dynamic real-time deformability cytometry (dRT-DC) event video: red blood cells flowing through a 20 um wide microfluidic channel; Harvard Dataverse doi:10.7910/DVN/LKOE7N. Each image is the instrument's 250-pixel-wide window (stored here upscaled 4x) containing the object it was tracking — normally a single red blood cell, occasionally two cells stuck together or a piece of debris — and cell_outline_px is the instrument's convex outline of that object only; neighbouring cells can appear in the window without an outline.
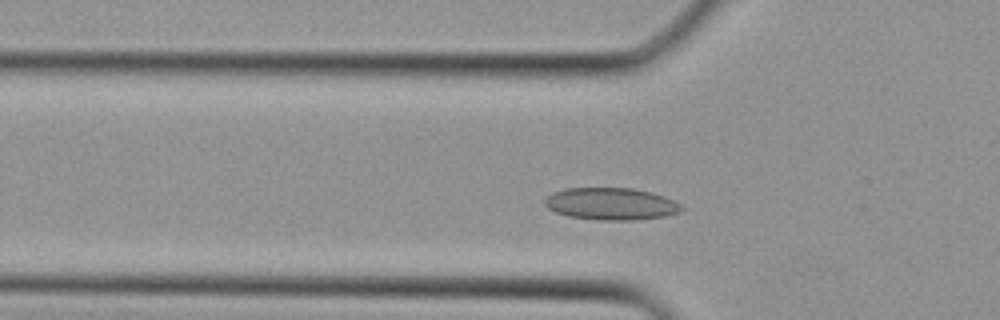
{"species": "Egyptian fruit bat (a non-hibernating species)", "species_latin": "Rousettus aegyptiacus", "temperature_condition": "cold", "stored_images_in_passage": 27, "camera_frame_rate_fps": 3000, "um_per_image_px": 0.085, "animal": {"sex": "female"}, "frame": {"image": 1, "passage_image": 7, "time_ms": 2.0, "image_size_px": [1000, 320], "cell_outline_px": [[684, 208], [680, 212], [664, 216], [632, 220], [604, 220], [568, 216], [556, 212], [548, 208], [544, 204], [544, 200], [552, 192], [564, 188], [632, 188], [652, 192], [664, 196], [680, 204]], "centroid_in_image_um": [51.93, 17.32], "position_along_channel_um": 73.9, "area_um2": 25.55}}
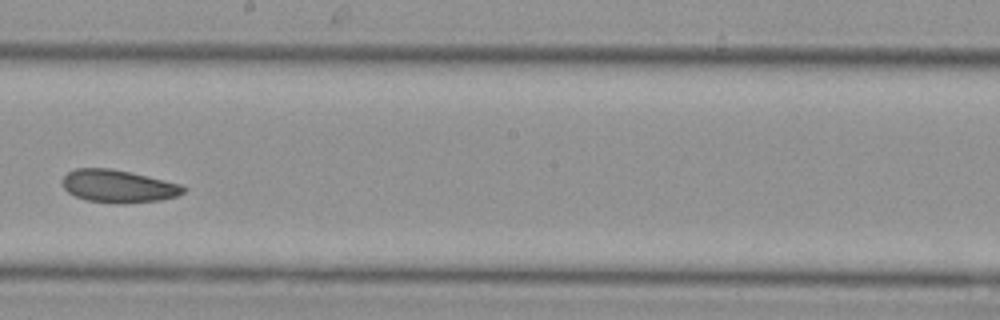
{"frame": {"image": 2, "passage_image": 16, "time_ms": 5.0, "image_size_px": [1000, 320], "cell_outline_px": [[184, 192], [176, 196], [160, 200], [88, 200], [76, 196], [68, 192], [64, 188], [64, 176], [68, 172], [76, 168], [112, 168], [180, 184], [184, 188]], "centroid_in_image_um": [10.02, 15.76], "position_along_channel_um": 238.2, "area_um2": 21.62}}
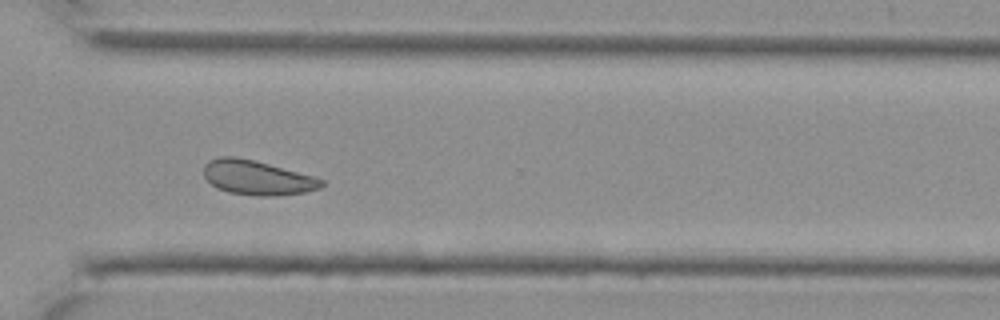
{"frame": {"image": 3, "passage_image": 22, "time_ms": 7.0, "image_size_px": [1000, 320], "cell_outline_px": [[324, 184], [320, 188], [304, 192], [272, 196], [260, 196], [228, 192], [212, 184], [204, 176], [204, 164], [208, 160], [220, 156], [236, 156], [268, 164], [312, 176], [324, 180]], "centroid_in_image_um": [21.83, 15.09], "position_along_channel_um": 348.8, "area_um2": 23.29}}